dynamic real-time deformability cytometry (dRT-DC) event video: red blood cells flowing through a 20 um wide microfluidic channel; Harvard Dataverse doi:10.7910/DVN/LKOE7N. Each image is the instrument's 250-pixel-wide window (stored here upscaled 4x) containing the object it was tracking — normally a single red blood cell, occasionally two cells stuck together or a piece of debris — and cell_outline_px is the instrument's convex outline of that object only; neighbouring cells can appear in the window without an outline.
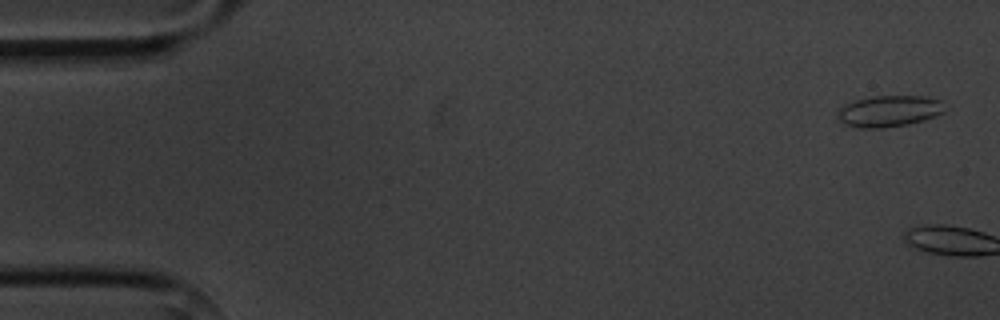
{"species": "common noctule bat (a hibernating species)", "species_latin": "Nyctalus noctula", "temperature_condition": "cold", "stored_images_in_passage": 7, "camera_frame_rate_fps": 3000, "um_per_image_px": 0.085, "animal": {"sex": "male", "body_mass_g": 20.1, "forearm_length_mm": 53.5}, "frame": {"image": 1, "passage_image": 1, "time_ms": 0.0, "image_size_px": [1000, 320], "cell_outline_px": [[944, 112], [936, 116], [924, 120], [908, 124], [884, 128], [860, 128], [844, 124], [836, 116], [840, 108], [844, 104], [856, 100], [876, 96], [924, 96], [940, 100]], "centroid_in_image_um": [75.55, 9.45], "position_along_channel_um": 9.5, "area_um2": 19.48}}